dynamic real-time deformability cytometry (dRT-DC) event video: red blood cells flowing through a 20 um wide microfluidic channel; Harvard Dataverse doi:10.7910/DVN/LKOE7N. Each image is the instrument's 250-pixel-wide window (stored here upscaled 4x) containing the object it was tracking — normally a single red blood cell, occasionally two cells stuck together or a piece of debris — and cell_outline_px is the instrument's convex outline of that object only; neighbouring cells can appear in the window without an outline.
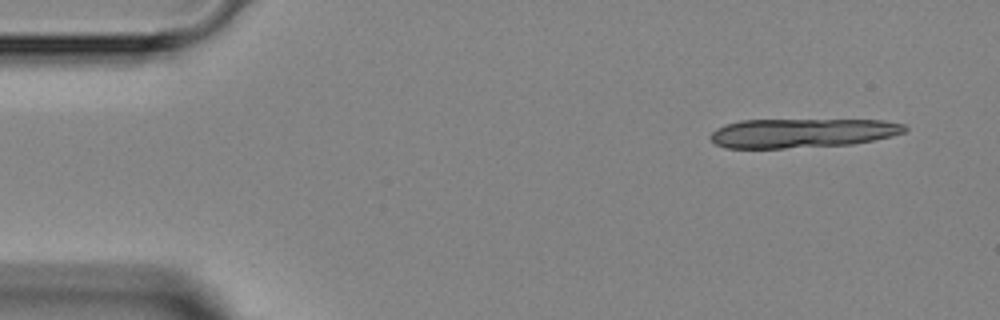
{"species": "Egyptian fruit bat (a non-hibernating species)", "species_latin": "Rousettus aegyptiacus", "temperature_condition": "room temperature", "stored_images_in_passage": 4, "segment_of_instrument_passage": [1, 2], "camera_frame_rate_fps": 3000, "um_per_image_px": 0.085, "animal": {"sex": "female"}, "frame": {"image": 1, "passage_image": 1, "time_ms": 0.0, "image_size_px": [1000, 320], "cell_outline_px": [[908, 128], [904, 132], [892, 136], [852, 144], [784, 148], [724, 148], [716, 144], [708, 136], [716, 128], [724, 124], [740, 120], [884, 120], [904, 124]], "centroid_in_image_um": [68.14, 11.3], "position_along_channel_um": 16.9, "area_um2": 33.12}}